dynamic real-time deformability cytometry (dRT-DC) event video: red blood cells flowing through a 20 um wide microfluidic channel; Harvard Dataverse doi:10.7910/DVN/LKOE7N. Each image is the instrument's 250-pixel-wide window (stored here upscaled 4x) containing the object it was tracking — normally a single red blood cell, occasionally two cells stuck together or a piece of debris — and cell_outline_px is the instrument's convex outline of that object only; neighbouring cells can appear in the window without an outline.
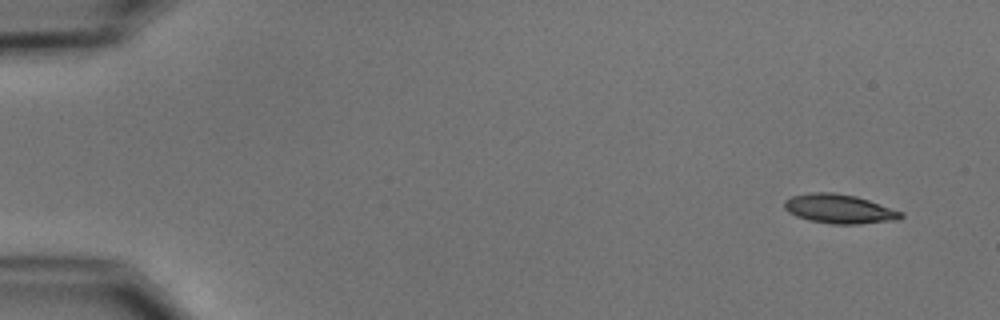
{"species": "common noctule bat (a hibernating species)", "species_latin": "Nyctalus noctula", "temperature_condition": "cold", "stored_images_in_passage": 6, "camera_frame_rate_fps": 3000, "um_per_image_px": 0.085, "animal": {"sex": "male", "body_mass_g": 15.6}, "frame": {"image": 1, "passage_image": 1, "time_ms": 0.0, "image_size_px": [1000, 320], "cell_outline_px": [[904, 216], [896, 220], [860, 224], [832, 224], [808, 220], [796, 216], [788, 212], [784, 208], [784, 200], [792, 196], [812, 192], [832, 192], [856, 196], [904, 212]], "centroid_in_image_um": [71.33, 17.76], "position_along_channel_um": 13.7, "area_um2": 19.88}}
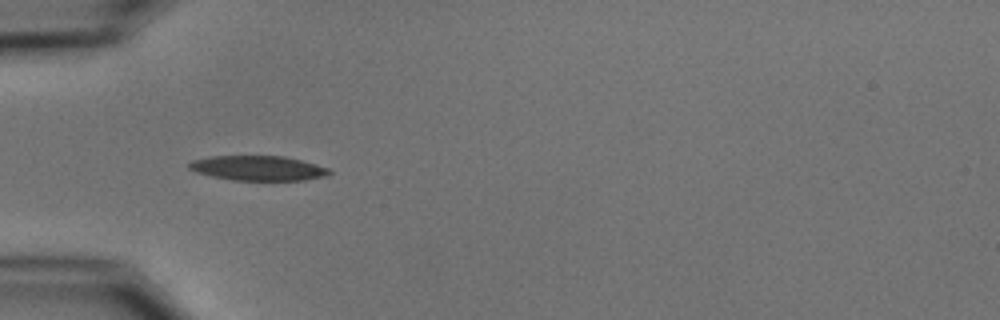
{"frame": {"image": 2, "passage_image": 5, "time_ms": 4.667, "image_size_px": [1000, 320], "cell_outline_px": [[332, 172], [328, 176], [304, 180], [232, 180], [212, 176], [196, 172], [188, 168], [188, 164], [192, 160], [212, 156], [284, 156], [316, 164], [328, 168]], "centroid_in_image_um": [21.95, 14.29], "position_along_channel_um": 63.1, "area_um2": 20.23}}